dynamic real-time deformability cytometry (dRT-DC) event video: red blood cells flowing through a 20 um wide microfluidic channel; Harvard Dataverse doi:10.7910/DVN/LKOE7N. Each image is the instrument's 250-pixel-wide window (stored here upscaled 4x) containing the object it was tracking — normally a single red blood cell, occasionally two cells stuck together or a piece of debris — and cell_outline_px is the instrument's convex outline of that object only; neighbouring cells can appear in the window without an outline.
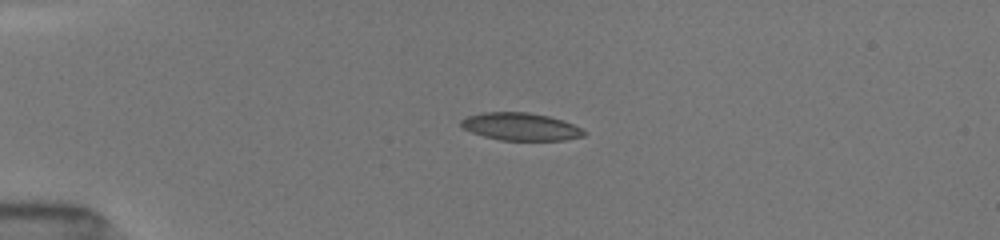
{"species": "common noctule bat (a hibernating species)", "species_latin": "Nyctalus noctula", "temperature_condition": "room temperature", "stored_images_in_passage": 46, "camera_frame_rate_fps": 3000, "um_per_image_px": 0.085, "animal": {"sex": "female", "body_mass_g": 19.5, "forearm_length_mm": 54.1}, "frame": {"image": 1, "passage_image": 13, "time_ms": 4.0, "image_size_px": [1000, 240], "cell_outline_px": [[588, 132], [584, 136], [564, 140], [500, 140], [484, 136], [472, 132], [464, 128], [460, 124], [460, 120], [468, 116], [484, 112], [528, 112], [548, 116], [572, 124]], "centroid_in_image_um": [44.25, 10.76], "position_along_channel_um": 40.7, "area_um2": 19.59}}
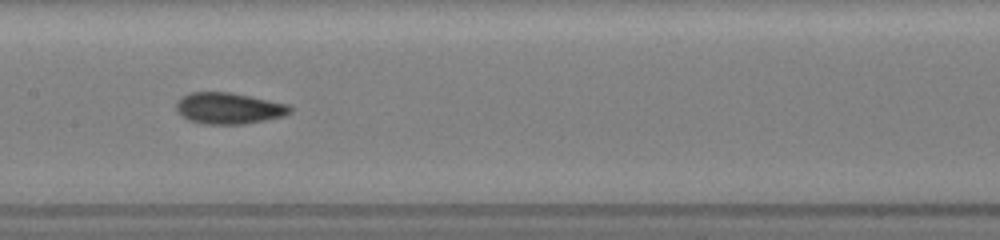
{"frame": {"image": 2, "passage_image": 27, "time_ms": 8.667, "image_size_px": [1000, 240], "cell_outline_px": [[292, 112], [284, 116], [244, 124], [204, 124], [188, 120], [176, 108], [176, 104], [184, 96], [192, 92], [232, 92], [288, 104], [292, 108]], "centroid_in_image_um": [19.49, 9.2], "position_along_channel_um": 187.9, "area_um2": 20.58}}
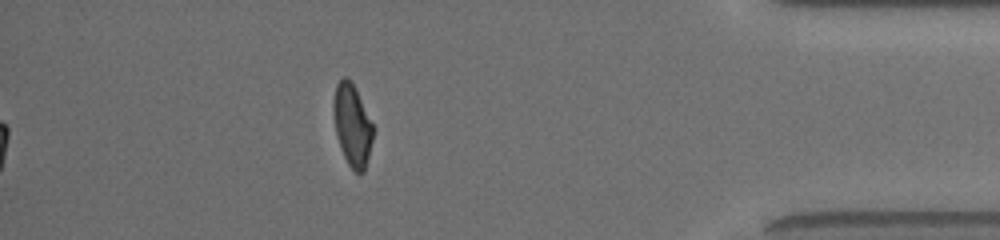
{"frame": {"image": 3, "passage_image": 46, "time_ms": 15.0, "image_size_px": [1000, 240], "cell_outline_px": [[376, 128], [364, 172], [356, 172], [348, 164], [340, 148], [336, 136], [332, 112], [332, 100], [336, 84], [344, 76], [352, 84]], "centroid_in_image_um": [29.93, 10.65], "position_along_channel_um": 405.3, "area_um2": 19.07}, "authors_computed_cell_mechanics": {"area_um2": 20.1722, "velocity_mm_per_s": 4.0157, "shape_relaxation_time_tau1_ms": 10.7655, "shape_relaxation_time_tau2_ms": 1.8036, "deformation_change_tau1": 0.2598, "deformation_change_tau2": 0.084}}